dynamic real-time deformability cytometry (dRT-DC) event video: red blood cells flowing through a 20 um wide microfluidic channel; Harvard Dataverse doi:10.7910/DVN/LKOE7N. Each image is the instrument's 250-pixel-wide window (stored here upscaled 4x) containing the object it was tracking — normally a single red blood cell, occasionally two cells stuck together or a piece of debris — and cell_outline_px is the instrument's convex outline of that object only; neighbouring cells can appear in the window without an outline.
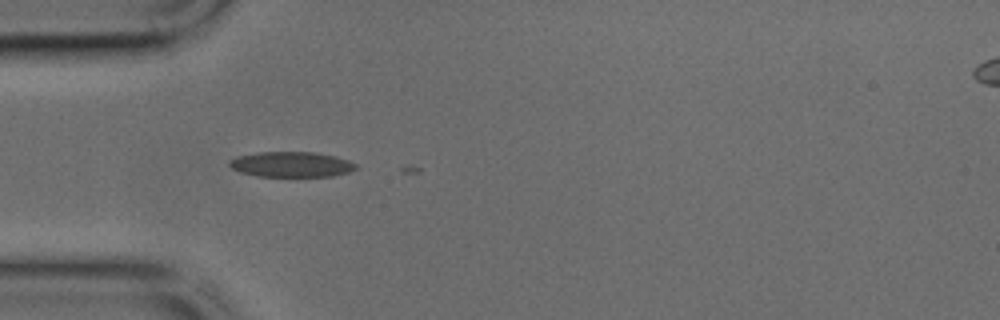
{"species": "common noctule bat (a hibernating species)", "species_latin": "Nyctalus noctula", "temperature_condition": "cold", "stored_images_in_passage": 4, "camera_frame_rate_fps": 3000, "um_per_image_px": 0.085, "animal": {"sex": "male", "body_mass_g": 17.9, "forearm_length_mm": 54.2}, "frame": {"image": 1, "passage_image": 1, "time_ms": 0.0, "image_size_px": [1000, 320], "cell_outline_px": [[360, 168], [348, 172], [332, 176], [256, 176], [240, 172], [232, 168], [228, 164], [228, 160], [236, 156], [260, 152], [312, 152], [336, 156], [348, 160], [356, 164]], "centroid_in_image_um": [24.76, 13.97], "position_along_channel_um": 60.2, "area_um2": 18.73}}